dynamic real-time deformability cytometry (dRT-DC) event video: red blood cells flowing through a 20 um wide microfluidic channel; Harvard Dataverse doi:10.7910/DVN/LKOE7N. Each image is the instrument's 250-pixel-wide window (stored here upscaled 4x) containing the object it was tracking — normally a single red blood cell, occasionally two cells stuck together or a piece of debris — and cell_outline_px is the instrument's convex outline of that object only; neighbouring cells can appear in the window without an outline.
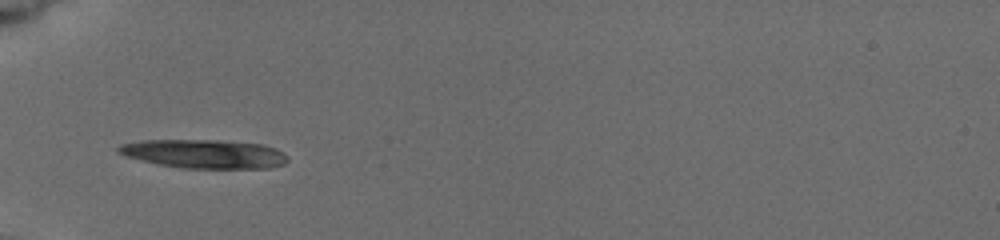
{"species": "common noctule bat (a hibernating species)", "species_latin": "Nyctalus noctula", "temperature_condition": "cold", "stored_images_in_passage": 6, "camera_frame_rate_fps": 3000, "um_per_image_px": 0.085, "animal": {"sex": "female", "body_mass_g": 19.5, "forearm_length_mm": 54.1}, "frame": {"image": 1, "passage_image": 5, "time_ms": 3.667, "image_size_px": [1000, 240], "cell_outline_px": [[288, 160], [284, 164], [268, 168], [180, 168], [140, 160], [124, 156], [116, 152], [116, 148], [120, 144], [140, 140], [220, 140], [264, 144], [276, 148], [284, 152], [288, 156]], "centroid_in_image_um": [17.36, 13.07], "position_along_channel_um": 67.6, "area_um2": 28.67}}
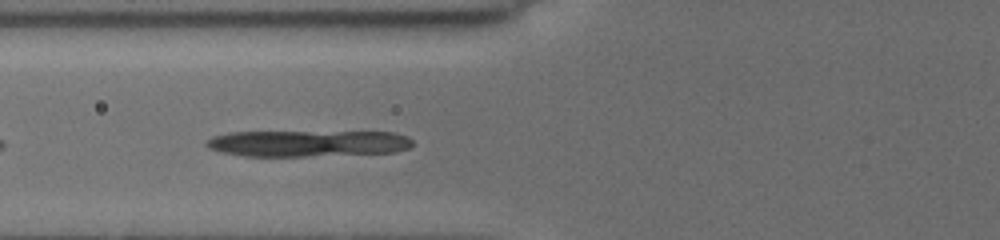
{"frame": {"image": 2, "passage_image": 6, "time_ms": 4.667, "image_size_px": [1000, 240], "cell_outline_px": [[412, 148], [396, 152], [308, 156], [244, 156], [220, 152], [208, 148], [204, 144], [208, 140], [216, 136], [232, 132], [392, 132], [404, 136], [412, 140]], "centroid_in_image_um": [26.17, 12.19], "position_along_channel_um": 99.6, "area_um2": 31.56}}